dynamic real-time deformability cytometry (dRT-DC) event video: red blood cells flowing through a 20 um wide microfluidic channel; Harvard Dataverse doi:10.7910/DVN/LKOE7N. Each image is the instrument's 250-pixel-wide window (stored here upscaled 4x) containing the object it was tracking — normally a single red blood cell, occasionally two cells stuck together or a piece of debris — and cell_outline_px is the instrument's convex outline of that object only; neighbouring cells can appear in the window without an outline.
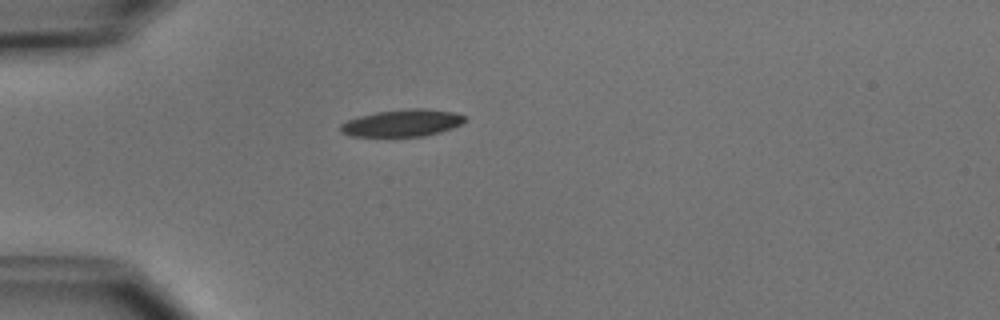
{"species": "common noctule bat (a hibernating species)", "species_latin": "Nyctalus noctula", "temperature_condition": "cold", "stored_images_in_passage": 1, "camera_frame_rate_fps": 3000, "um_per_image_px": 0.085, "animal": {"sex": "male", "body_mass_g": 15.6}, "frame": {"image": 1, "passage_image": 1, "time_ms": 0.0, "image_size_px": [1000, 320], "cell_outline_px": [[468, 120], [452, 128], [440, 132], [424, 136], [352, 136], [340, 132], [340, 124], [348, 120], [360, 116], [376, 112], [404, 108], [424, 108], [452, 112], [464, 116]], "centroid_in_image_um": [34.19, 10.45], "position_along_channel_um": 50.8, "area_um2": 19.59}}